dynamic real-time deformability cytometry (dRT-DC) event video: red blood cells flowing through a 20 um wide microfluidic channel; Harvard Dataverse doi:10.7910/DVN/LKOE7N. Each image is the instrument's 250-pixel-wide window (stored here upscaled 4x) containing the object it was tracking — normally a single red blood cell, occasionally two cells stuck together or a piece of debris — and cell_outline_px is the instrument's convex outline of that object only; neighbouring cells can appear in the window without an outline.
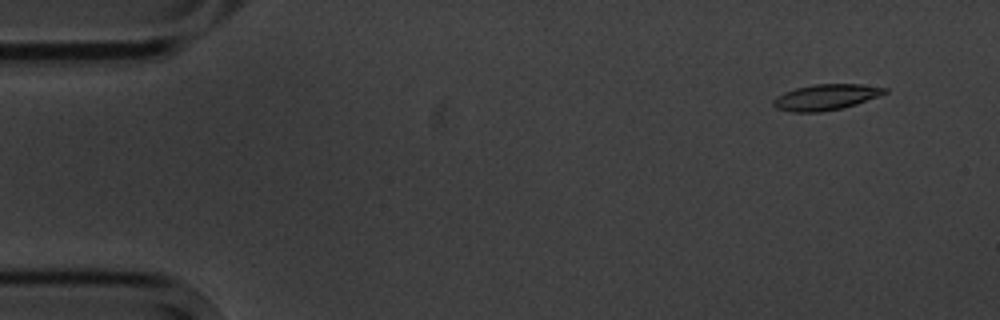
{"species": "common noctule bat (a hibernating species)", "species_latin": "Nyctalus noctula", "temperature_condition": "cold", "stored_images_in_passage": 6, "camera_frame_rate_fps": 3000, "um_per_image_px": 0.085, "animal": {"sex": "male", "body_mass_g": 20.1, "forearm_length_mm": 53.5}, "frame": {"image": 1, "passage_image": 2, "time_ms": 1.0, "image_size_px": [1000, 320], "cell_outline_px": [[888, 92], [880, 96], [856, 104], [840, 108], [820, 112], [792, 112], [776, 108], [772, 104], [772, 100], [776, 96], [784, 92], [796, 88], [812, 84], [860, 84], [888, 88]], "centroid_in_image_um": [70.19, 8.25], "position_along_channel_um": 14.8, "area_um2": 16.82}}
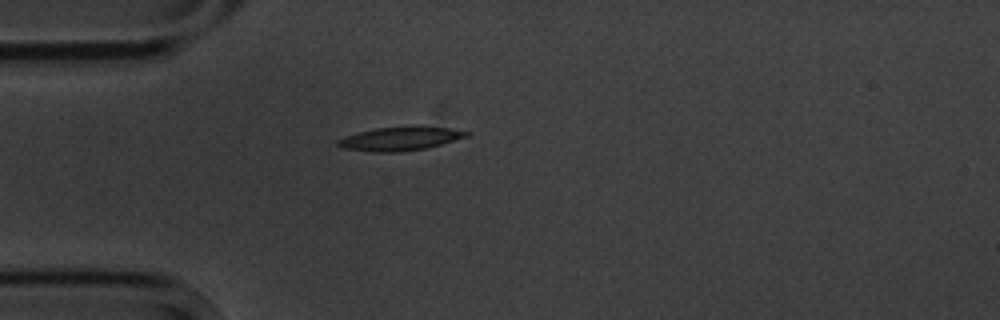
{"frame": {"image": 2, "passage_image": 5, "time_ms": 4.667, "image_size_px": [1000, 320], "cell_outline_px": [[472, 132], [468, 136], [440, 144], [424, 148], [400, 152], [372, 152], [340, 148], [336, 144], [336, 140], [344, 136], [376, 128], [412, 124], [420, 124], [448, 128]], "centroid_in_image_um": [33.99, 11.76], "position_along_channel_um": 51.0, "area_um2": 18.26}}